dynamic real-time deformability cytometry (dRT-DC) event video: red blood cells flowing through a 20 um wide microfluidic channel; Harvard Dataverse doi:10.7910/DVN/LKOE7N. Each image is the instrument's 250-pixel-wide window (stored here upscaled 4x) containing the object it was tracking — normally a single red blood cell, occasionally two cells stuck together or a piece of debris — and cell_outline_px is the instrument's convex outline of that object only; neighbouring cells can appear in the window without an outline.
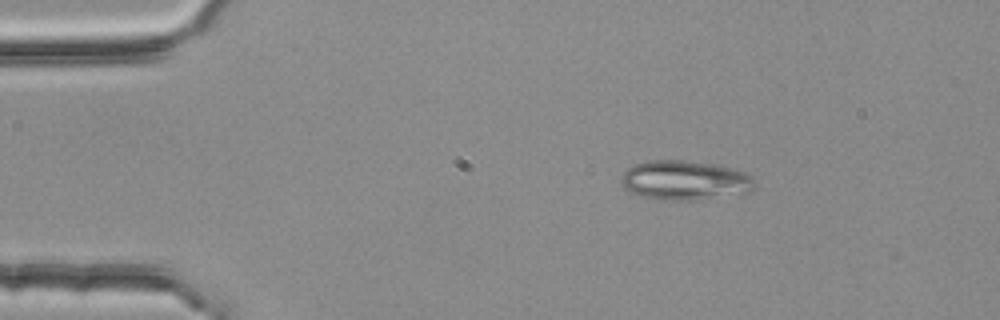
{"species": "common noctule bat (a hibernating species)", "species_latin": "Nyctalus noctula", "temperature_condition": "room temperature", "stored_images_in_passage": 3, "camera_frame_rate_fps": 3000, "um_per_image_px": 0.085, "animal": {"sex": "female", "body_mass_g": 25.1}, "frame": {"image": 1, "passage_image": 1, "time_ms": 0.0, "image_size_px": [1000, 320], "cell_outline_px": [[756, 184], [748, 192], [692, 200], [660, 200], [644, 196], [632, 192], [624, 188], [620, 180], [624, 172], [628, 168], [636, 164], [648, 160], [684, 160], [712, 164], [744, 172], [752, 176]], "centroid_in_image_um": [58.18, 15.32], "position_along_channel_um": 26.8, "area_um2": 30.29}}